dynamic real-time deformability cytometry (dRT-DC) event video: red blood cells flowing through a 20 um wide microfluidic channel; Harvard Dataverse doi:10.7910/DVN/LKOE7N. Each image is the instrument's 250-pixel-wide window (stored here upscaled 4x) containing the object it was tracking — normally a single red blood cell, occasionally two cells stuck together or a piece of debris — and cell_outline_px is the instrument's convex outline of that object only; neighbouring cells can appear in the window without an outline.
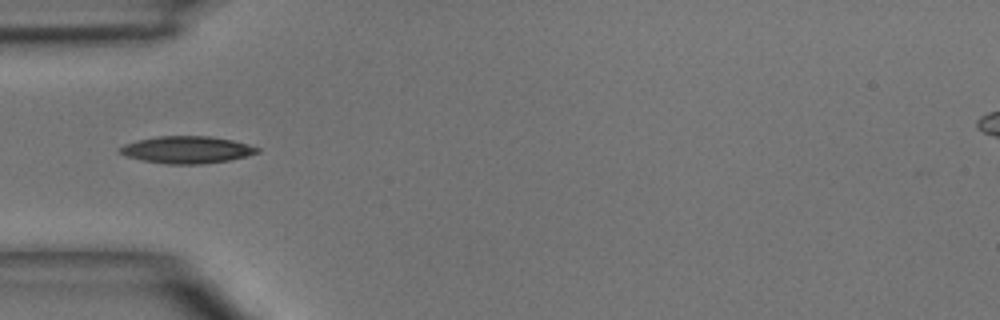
{"species": "common noctule bat (a hibernating species)", "species_latin": "Nyctalus noctula", "temperature_condition": "room temperature", "stored_images_in_passage": 7, "camera_frame_rate_fps": 3000, "um_per_image_px": 0.085, "animal": {"sex": "male", "body_mass_g": 15.6}, "frame": {"image": 1, "passage_image": 5, "time_ms": 4.667, "image_size_px": [1000, 320], "cell_outline_px": [[260, 152], [248, 156], [228, 160], [200, 164], [168, 164], [140, 160], [124, 156], [116, 152], [124, 144], [136, 140], [156, 136], [208, 136], [232, 140], [248, 144], [260, 148]], "centroid_in_image_um": [15.84, 12.73], "position_along_channel_um": 69.2, "area_um2": 21.91}}
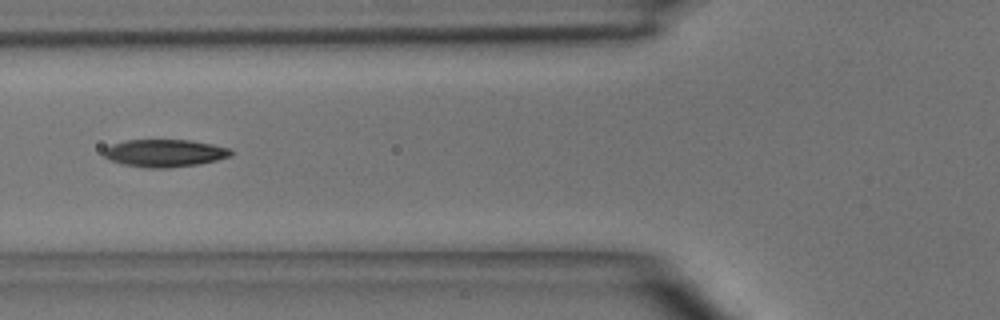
{"frame": {"image": 2, "passage_image": 6, "time_ms": 5.667, "image_size_px": [1000, 320], "cell_outline_px": [[236, 152], [232, 156], [200, 164], [168, 168], [144, 168], [124, 164], [112, 160], [104, 156], [104, 148], [112, 144], [124, 140], [188, 140], [212, 144], [228, 148]], "centroid_in_image_um": [14.03, 13.02], "position_along_channel_um": 111.8, "area_um2": 20.46}}
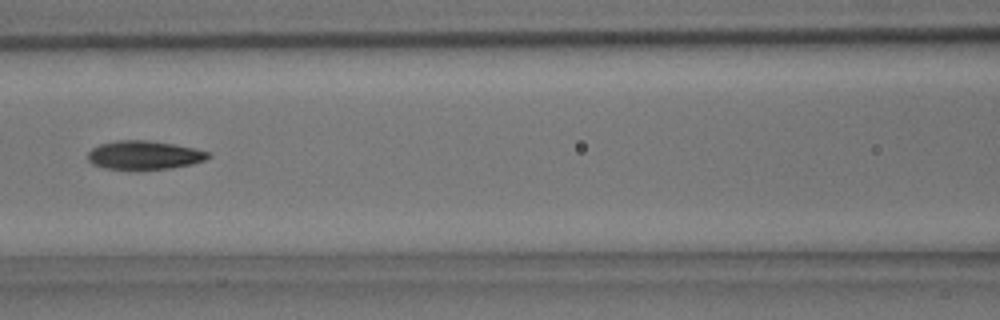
{"frame": {"image": 3, "passage_image": 7, "time_ms": 6.667, "image_size_px": [1000, 320], "cell_outline_px": [[212, 156], [204, 160], [192, 164], [168, 168], [136, 172], [104, 168], [92, 164], [88, 160], [88, 152], [92, 148], [100, 144], [116, 140], [144, 140], [172, 144], [192, 148], [208, 152]], "centroid_in_image_um": [12.2, 13.22], "position_along_channel_um": 154.4, "area_um2": 20.52}}